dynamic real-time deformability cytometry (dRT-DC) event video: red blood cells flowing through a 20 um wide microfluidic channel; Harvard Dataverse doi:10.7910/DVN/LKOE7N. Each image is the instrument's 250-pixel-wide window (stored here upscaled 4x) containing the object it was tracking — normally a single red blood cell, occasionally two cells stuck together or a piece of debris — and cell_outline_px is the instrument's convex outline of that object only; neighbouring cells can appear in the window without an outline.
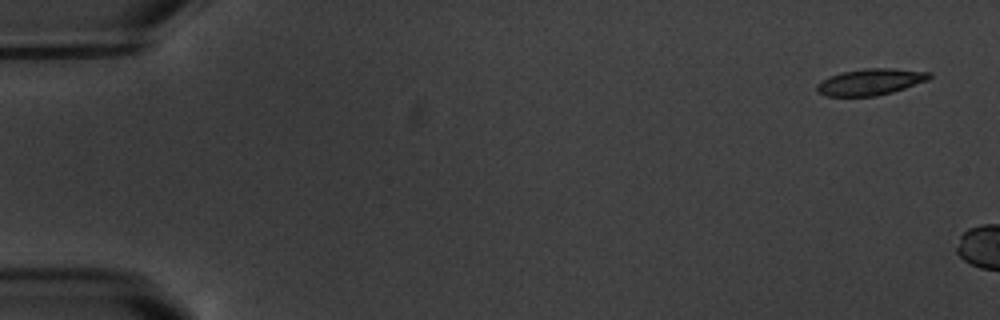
{"species": "common noctule bat (a hibernating species)", "species_latin": "Nyctalus noctula", "temperature_condition": "warm", "stored_images_in_passage": 3, "camera_frame_rate_fps": 3000, "um_per_image_px": 0.085, "animal": {"sex": "male", "body_mass_g": 20.1, "forearm_length_mm": 53.5}, "frame": {"image": 1, "passage_image": 1, "time_ms": 0.0, "image_size_px": [1000, 320], "cell_outline_px": [[932, 76], [928, 80], [892, 92], [876, 96], [828, 96], [820, 92], [816, 88], [816, 84], [840, 72], [864, 68], [892, 68], [932, 72]], "centroid_in_image_um": [74.03, 6.95], "position_along_channel_um": 11.0, "area_um2": 17.17}}